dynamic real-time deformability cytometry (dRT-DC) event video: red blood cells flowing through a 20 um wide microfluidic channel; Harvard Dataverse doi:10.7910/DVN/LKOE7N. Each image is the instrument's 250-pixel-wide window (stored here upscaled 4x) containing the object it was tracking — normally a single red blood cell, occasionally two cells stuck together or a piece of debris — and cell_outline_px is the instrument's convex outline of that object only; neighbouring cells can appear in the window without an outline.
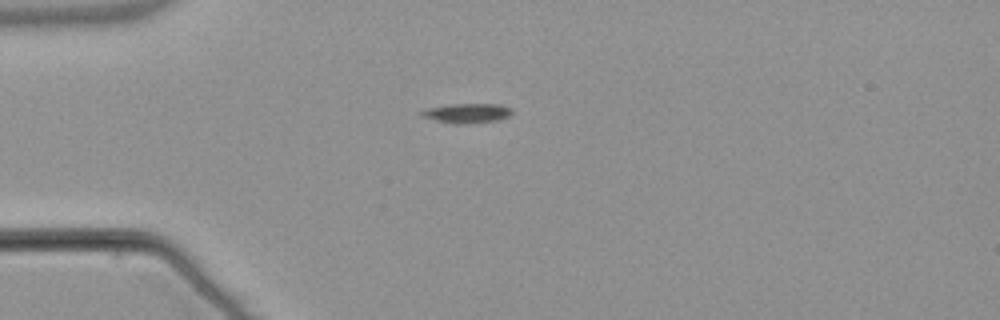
{"species": "common noctule bat (a hibernating species)", "species_latin": "Nyctalus noctula", "temperature_condition": "warm", "stored_images_in_passage": 57, "camera_frame_rate_fps": 3000, "um_per_image_px": 0.085, "animal": {"sex": "male", "body_mass_g": 21.5, "forearm_length_mm": 52.0}, "frame": {"image": 1, "passage_image": 16, "time_ms": 5.0, "image_size_px": [1000, 320], "cell_outline_px": [[512, 112], [508, 116], [496, 120], [460, 124], [452, 124], [420, 116], [416, 112], [428, 108], [452, 104], [500, 104], [512, 108]], "centroid_in_image_um": [39.64, 9.61], "position_along_channel_um": 45.4, "area_um2": 10.29}}
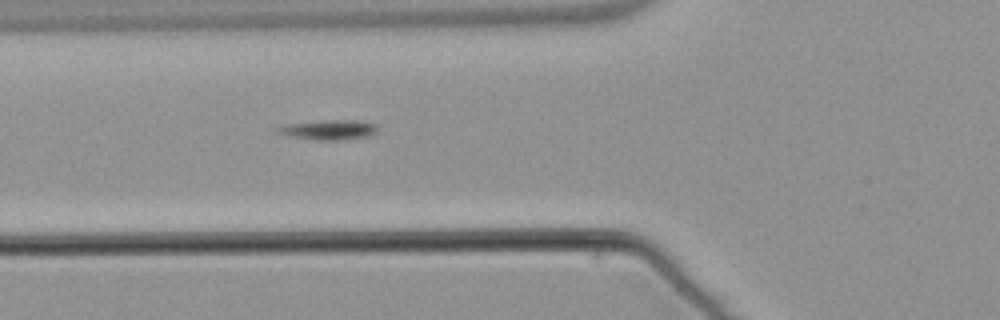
{"frame": {"image": 2, "passage_image": 22, "time_ms": 7.0, "image_size_px": [1000, 320], "cell_outline_px": [[376, 132], [368, 136], [344, 140], [312, 140], [292, 136], [276, 132], [272, 128], [288, 124], [324, 120], [364, 120], [376, 124]], "centroid_in_image_um": [27.95, 11.03], "position_along_channel_um": 97.9, "area_um2": 11.68}}
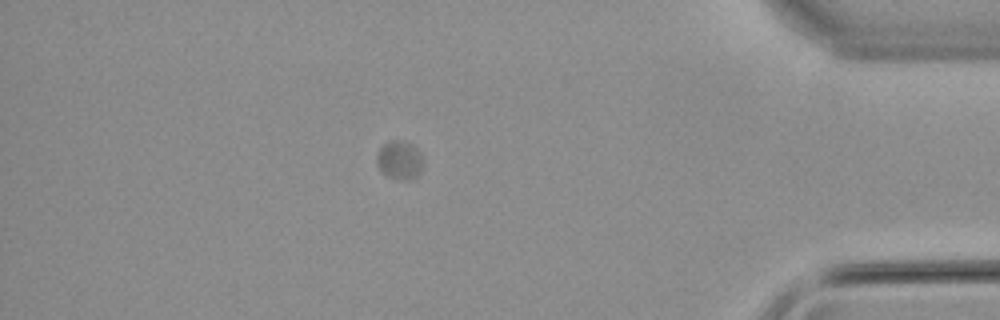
{"frame": {"image": 3, "passage_image": 50, "time_ms": 16.333, "image_size_px": [1000, 320], "cell_outline_px": [[420, 172], [412, 180], [396, 180], [384, 176], [380, 172], [376, 164], [376, 152], [388, 140], [404, 140], [412, 144], [420, 152]], "centroid_in_image_um": [33.88, 13.62], "position_along_channel_um": 401.3, "area_um2": 10.69}}